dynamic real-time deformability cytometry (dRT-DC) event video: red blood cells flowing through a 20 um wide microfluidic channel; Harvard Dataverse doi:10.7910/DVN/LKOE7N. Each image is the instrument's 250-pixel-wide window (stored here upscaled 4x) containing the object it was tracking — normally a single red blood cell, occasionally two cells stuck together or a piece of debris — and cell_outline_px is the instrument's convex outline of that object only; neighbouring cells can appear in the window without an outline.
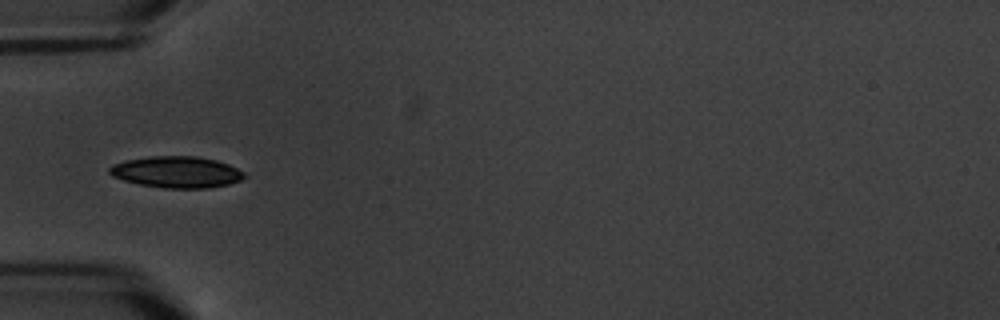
{"species": "common noctule bat (a hibernating species)", "species_latin": "Nyctalus noctula", "temperature_condition": "warm", "stored_images_in_passage": 12, "camera_frame_rate_fps": 3000, "um_per_image_px": 0.085, "animal": {"sex": "male", "body_mass_g": 20.1, "forearm_length_mm": 53.5}, "frame": {"image": 1, "passage_image": 7, "time_ms": 7.0, "image_size_px": [1000, 320], "cell_outline_px": [[248, 176], [240, 180], [228, 184], [208, 188], [164, 188], [140, 184], [124, 180], [112, 176], [108, 172], [108, 168], [112, 164], [124, 160], [148, 156], [196, 156], [216, 160], [228, 164], [244, 172]], "centroid_in_image_um": [14.99, 14.62], "position_along_channel_um": 70.0, "area_um2": 24.8}}
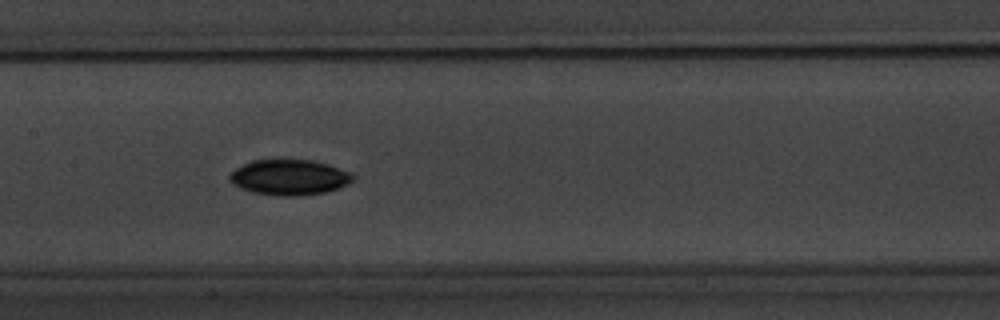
{"frame": {"image": 2, "passage_image": 10, "time_ms": 10.333, "image_size_px": [1000, 320], "cell_outline_px": [[356, 180], [348, 184], [324, 192], [296, 196], [276, 196], [252, 192], [240, 188], [232, 184], [228, 180], [228, 176], [236, 168], [252, 160], [312, 160], [328, 164], [352, 172], [356, 176]], "centroid_in_image_um": [24.61, 15.07], "position_along_channel_um": 182.8, "area_um2": 25.66}}